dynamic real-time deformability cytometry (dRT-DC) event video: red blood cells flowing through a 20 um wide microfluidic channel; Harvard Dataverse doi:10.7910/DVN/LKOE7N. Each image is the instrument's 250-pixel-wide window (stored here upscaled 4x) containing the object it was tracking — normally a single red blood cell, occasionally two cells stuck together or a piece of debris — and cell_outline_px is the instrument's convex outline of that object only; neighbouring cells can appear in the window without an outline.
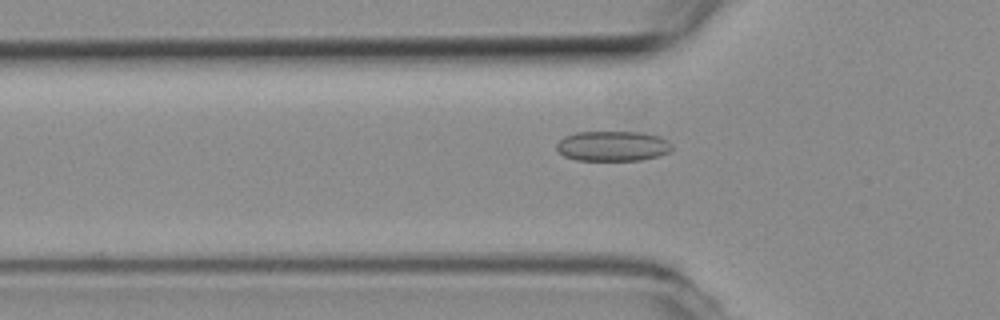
{"species": "common noctule bat (a hibernating species)", "species_latin": "Nyctalus noctula", "temperature_condition": "room temperature", "stored_images_in_passage": 19, "camera_frame_rate_fps": 3000, "um_per_image_px": 0.085, "animal": {"sex": "female", "body_mass_g": 19.3, "forearm_length_mm": 54.1}, "frame": {"image": 1, "passage_image": 6, "time_ms": 1.667, "image_size_px": [1000, 320], "cell_outline_px": [[672, 148], [668, 152], [656, 156], [640, 160], [576, 160], [564, 156], [556, 148], [556, 144], [564, 136], [576, 132], [644, 132], [660, 136]], "centroid_in_image_um": [52.02, 12.41], "position_along_channel_um": 73.8, "area_um2": 20.06}}
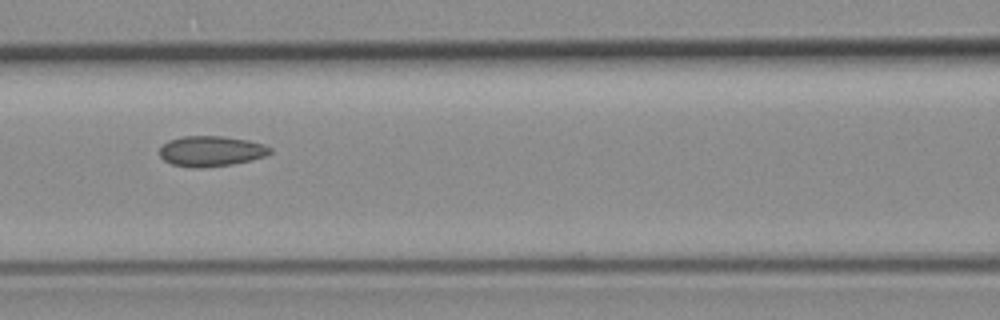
{"frame": {"image": 2, "passage_image": 12, "time_ms": 3.667, "image_size_px": [1000, 320], "cell_outline_px": [[272, 152], [264, 156], [232, 164], [204, 168], [192, 168], [172, 164], [164, 160], [160, 156], [160, 148], [168, 140], [180, 136], [224, 136], [248, 140], [264, 144], [272, 148]], "centroid_in_image_um": [17.92, 12.84], "position_along_channel_um": 148.7, "area_um2": 19.65}}
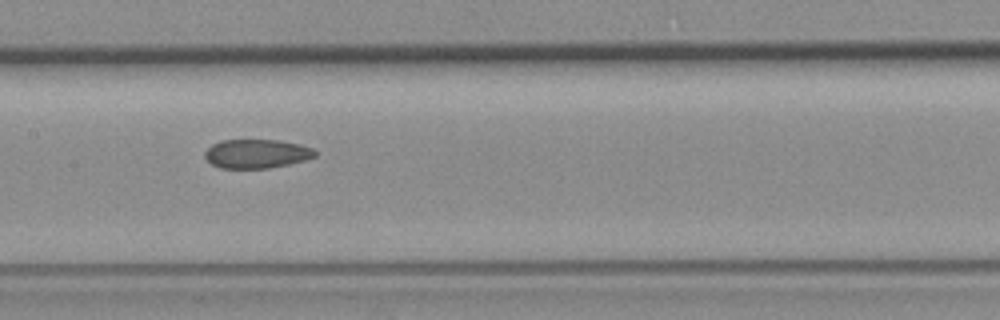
{"frame": {"image": 3, "passage_image": 15, "time_ms": 4.667, "image_size_px": [1000, 320], "cell_outline_px": [[316, 156], [304, 160], [288, 164], [268, 168], [220, 168], [212, 164], [204, 156], [204, 152], [212, 144], [220, 140], [280, 140], [300, 144], [312, 148], [316, 152]], "centroid_in_image_um": [21.8, 13.06], "position_along_channel_um": 185.6, "area_um2": 18.55}}